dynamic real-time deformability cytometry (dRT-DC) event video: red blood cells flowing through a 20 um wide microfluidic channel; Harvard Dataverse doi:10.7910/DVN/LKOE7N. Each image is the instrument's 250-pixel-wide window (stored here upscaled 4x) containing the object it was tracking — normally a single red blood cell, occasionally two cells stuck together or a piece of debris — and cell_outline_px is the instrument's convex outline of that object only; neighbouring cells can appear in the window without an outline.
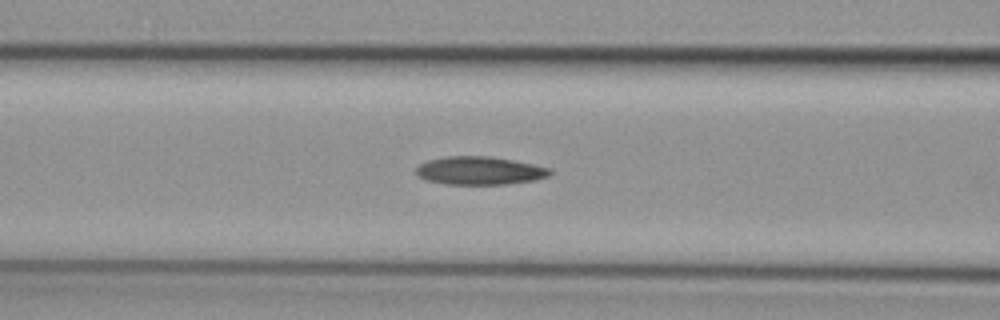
{"species": "common noctule bat (a hibernating species)", "species_latin": "Nyctalus noctula", "temperature_condition": "cold", "stored_images_in_passage": 28, "camera_frame_rate_fps": 3000, "um_per_image_px": 0.085, "animal": {"sex": "female", "body_mass_g": 29.2, "forearm_length_mm": 56.3}, "frame": {"image": 1, "passage_image": 10, "time_ms": 3.0, "image_size_px": [1000, 320], "cell_outline_px": [[552, 172], [548, 176], [536, 180], [508, 184], [444, 184], [424, 180], [416, 176], [416, 168], [420, 164], [428, 160], [448, 156], [492, 156], [552, 168]], "centroid_in_image_um": [40.76, 14.51], "position_along_channel_um": 125.8, "area_um2": 22.14}}